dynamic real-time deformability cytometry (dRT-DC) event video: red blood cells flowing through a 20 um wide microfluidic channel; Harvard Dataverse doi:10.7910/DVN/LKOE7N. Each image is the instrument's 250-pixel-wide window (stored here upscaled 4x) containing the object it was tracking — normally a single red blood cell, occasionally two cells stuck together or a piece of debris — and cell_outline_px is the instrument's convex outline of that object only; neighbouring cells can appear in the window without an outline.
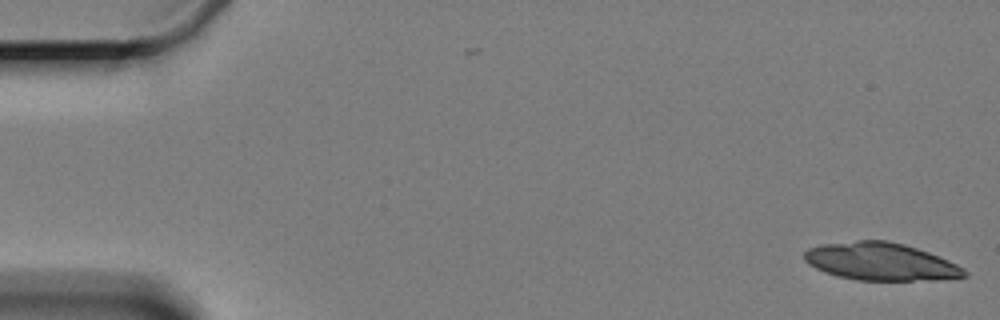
{"species": "Egyptian fruit bat (a non-hibernating species)", "species_latin": "Rousettus aegyptiacus", "temperature_condition": "cold", "stored_images_in_passage": 6, "camera_frame_rate_fps": 3000, "um_per_image_px": 0.085, "animal": {"sex": "female"}, "frame": {"image": 1, "passage_image": 1, "time_ms": 0.0, "image_size_px": [1000, 320], "cell_outline_px": [[968, 276], [940, 280], [856, 280], [836, 276], [824, 272], [808, 264], [804, 260], [804, 252], [808, 248], [820, 244], [856, 240], [888, 240], [904, 244], [928, 252], [948, 260], [964, 268], [968, 272]], "centroid_in_image_um": [74.85, 22.23], "position_along_channel_um": 10.2, "area_um2": 35.37}}